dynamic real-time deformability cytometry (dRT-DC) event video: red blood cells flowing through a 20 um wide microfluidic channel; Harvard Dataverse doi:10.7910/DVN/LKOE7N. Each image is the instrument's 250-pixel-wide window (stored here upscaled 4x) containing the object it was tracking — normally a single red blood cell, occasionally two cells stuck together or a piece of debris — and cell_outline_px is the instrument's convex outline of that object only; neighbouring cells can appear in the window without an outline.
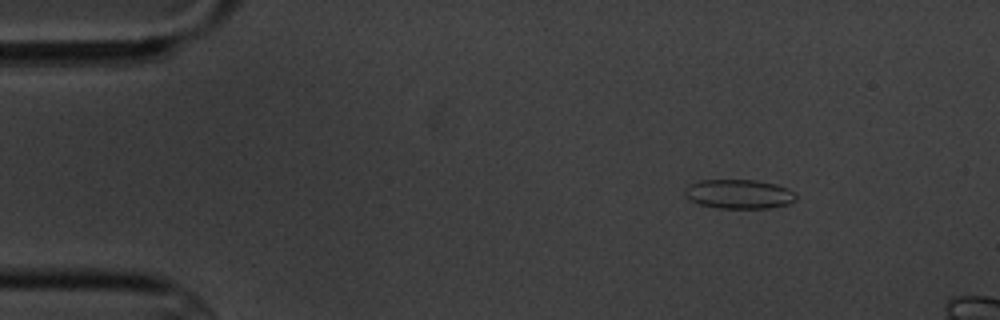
{"species": "common noctule bat (a hibernating species)", "species_latin": "Nyctalus noctula", "temperature_condition": "cold", "stored_images_in_passage": 4, "camera_frame_rate_fps": 3000, "um_per_image_px": 0.085, "animal": {"sex": "male", "body_mass_g": 20.1, "forearm_length_mm": 53.5}, "frame": {"image": 1, "passage_image": 1, "time_ms": 0.0, "image_size_px": [1000, 320], "cell_outline_px": [[796, 200], [788, 204], [772, 208], [720, 208], [700, 204], [692, 200], [684, 192], [684, 188], [688, 184], [700, 180], [756, 180], [776, 184], [788, 188], [796, 192]], "centroid_in_image_um": [62.86, 16.49], "position_along_channel_um": 22.1, "area_um2": 19.02}}